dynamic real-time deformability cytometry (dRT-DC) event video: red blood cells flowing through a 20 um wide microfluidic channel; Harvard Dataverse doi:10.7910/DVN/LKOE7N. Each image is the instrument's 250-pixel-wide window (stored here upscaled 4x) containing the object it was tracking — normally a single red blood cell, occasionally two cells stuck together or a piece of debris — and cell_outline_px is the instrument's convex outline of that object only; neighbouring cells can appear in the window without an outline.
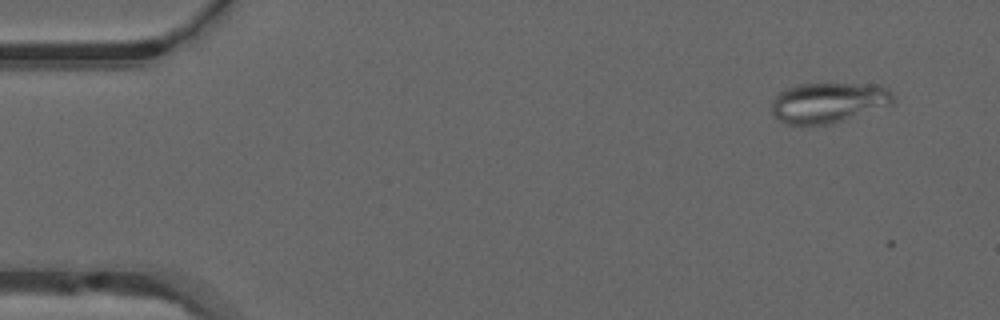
{"species": "common noctule bat (a hibernating species)", "species_latin": "Nyctalus noctula", "temperature_condition": "warm", "stored_images_in_passage": 4, "camera_frame_rate_fps": 3000, "um_per_image_px": 0.085, "animal": {"sex": "male", "forearm_length_mm": 52.5}, "frame": {"image": 1, "passage_image": 1, "time_ms": 0.0, "image_size_px": [1000, 320], "cell_outline_px": [[896, 96], [892, 104], [832, 124], [788, 124], [780, 120], [772, 112], [772, 100], [784, 88], [800, 84], [880, 84], [888, 88]], "centroid_in_image_um": [70.45, 8.7], "position_along_channel_um": 14.5, "area_um2": 28.55}}